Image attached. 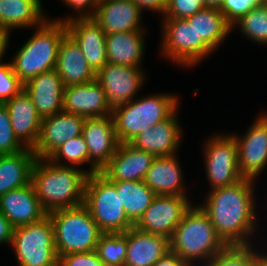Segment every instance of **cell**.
<instances>
[{
	"instance_id": "cell-1",
	"label": "cell",
	"mask_w": 267,
	"mask_h": 266,
	"mask_svg": "<svg viewBox=\"0 0 267 266\" xmlns=\"http://www.w3.org/2000/svg\"><path fill=\"white\" fill-rule=\"evenodd\" d=\"M256 182L242 178L233 185L210 190L198 204L227 246L255 244L259 234Z\"/></svg>"
},
{
	"instance_id": "cell-2",
	"label": "cell",
	"mask_w": 267,
	"mask_h": 266,
	"mask_svg": "<svg viewBox=\"0 0 267 266\" xmlns=\"http://www.w3.org/2000/svg\"><path fill=\"white\" fill-rule=\"evenodd\" d=\"M87 177L83 169L58 165L46 158L35 161L31 183L42 208L49 213L83 205Z\"/></svg>"
},
{
	"instance_id": "cell-3",
	"label": "cell",
	"mask_w": 267,
	"mask_h": 266,
	"mask_svg": "<svg viewBox=\"0 0 267 266\" xmlns=\"http://www.w3.org/2000/svg\"><path fill=\"white\" fill-rule=\"evenodd\" d=\"M169 245L170 250L189 266H204L227 246L198 203L185 213L169 239Z\"/></svg>"
},
{
	"instance_id": "cell-4",
	"label": "cell",
	"mask_w": 267,
	"mask_h": 266,
	"mask_svg": "<svg viewBox=\"0 0 267 266\" xmlns=\"http://www.w3.org/2000/svg\"><path fill=\"white\" fill-rule=\"evenodd\" d=\"M49 18L33 28V35L10 58L14 73L23 84L43 72L55 69L67 27L65 22Z\"/></svg>"
},
{
	"instance_id": "cell-5",
	"label": "cell",
	"mask_w": 267,
	"mask_h": 266,
	"mask_svg": "<svg viewBox=\"0 0 267 266\" xmlns=\"http://www.w3.org/2000/svg\"><path fill=\"white\" fill-rule=\"evenodd\" d=\"M174 92L154 93L112 109V117L119 143H129L144 130L167 119L180 106Z\"/></svg>"
},
{
	"instance_id": "cell-6",
	"label": "cell",
	"mask_w": 267,
	"mask_h": 266,
	"mask_svg": "<svg viewBox=\"0 0 267 266\" xmlns=\"http://www.w3.org/2000/svg\"><path fill=\"white\" fill-rule=\"evenodd\" d=\"M58 257L71 253L95 251L102 234L89 210L81 205L48 213Z\"/></svg>"
},
{
	"instance_id": "cell-7",
	"label": "cell",
	"mask_w": 267,
	"mask_h": 266,
	"mask_svg": "<svg viewBox=\"0 0 267 266\" xmlns=\"http://www.w3.org/2000/svg\"><path fill=\"white\" fill-rule=\"evenodd\" d=\"M160 56L183 69L196 67L214 51L204 42L197 41L193 25L186 19L161 18Z\"/></svg>"
},
{
	"instance_id": "cell-8",
	"label": "cell",
	"mask_w": 267,
	"mask_h": 266,
	"mask_svg": "<svg viewBox=\"0 0 267 266\" xmlns=\"http://www.w3.org/2000/svg\"><path fill=\"white\" fill-rule=\"evenodd\" d=\"M83 205L102 233H124L134 227L124 212L115 186L100 172L88 175Z\"/></svg>"
},
{
	"instance_id": "cell-9",
	"label": "cell",
	"mask_w": 267,
	"mask_h": 266,
	"mask_svg": "<svg viewBox=\"0 0 267 266\" xmlns=\"http://www.w3.org/2000/svg\"><path fill=\"white\" fill-rule=\"evenodd\" d=\"M10 246L19 266H58L49 215L39 222L15 227Z\"/></svg>"
},
{
	"instance_id": "cell-10",
	"label": "cell",
	"mask_w": 267,
	"mask_h": 266,
	"mask_svg": "<svg viewBox=\"0 0 267 266\" xmlns=\"http://www.w3.org/2000/svg\"><path fill=\"white\" fill-rule=\"evenodd\" d=\"M202 144L205 175L209 190L233 185L243 177L240 174L237 145L235 138L229 133L212 134Z\"/></svg>"
},
{
	"instance_id": "cell-11",
	"label": "cell",
	"mask_w": 267,
	"mask_h": 266,
	"mask_svg": "<svg viewBox=\"0 0 267 266\" xmlns=\"http://www.w3.org/2000/svg\"><path fill=\"white\" fill-rule=\"evenodd\" d=\"M246 130L242 136L230 134L236 141L240 174L256 181L267 169V111L255 116Z\"/></svg>"
},
{
	"instance_id": "cell-12",
	"label": "cell",
	"mask_w": 267,
	"mask_h": 266,
	"mask_svg": "<svg viewBox=\"0 0 267 266\" xmlns=\"http://www.w3.org/2000/svg\"><path fill=\"white\" fill-rule=\"evenodd\" d=\"M147 75L142 67L107 63L95 74V80L104 89L106 101L114 109L134 100L146 84ZM139 92V93H138Z\"/></svg>"
},
{
	"instance_id": "cell-13",
	"label": "cell",
	"mask_w": 267,
	"mask_h": 266,
	"mask_svg": "<svg viewBox=\"0 0 267 266\" xmlns=\"http://www.w3.org/2000/svg\"><path fill=\"white\" fill-rule=\"evenodd\" d=\"M188 197L190 196L157 195L134 227L169 240L185 213L194 204Z\"/></svg>"
},
{
	"instance_id": "cell-14",
	"label": "cell",
	"mask_w": 267,
	"mask_h": 266,
	"mask_svg": "<svg viewBox=\"0 0 267 266\" xmlns=\"http://www.w3.org/2000/svg\"><path fill=\"white\" fill-rule=\"evenodd\" d=\"M82 136L89 153V175L100 172L114 156L119 140L112 115L86 118Z\"/></svg>"
},
{
	"instance_id": "cell-15",
	"label": "cell",
	"mask_w": 267,
	"mask_h": 266,
	"mask_svg": "<svg viewBox=\"0 0 267 266\" xmlns=\"http://www.w3.org/2000/svg\"><path fill=\"white\" fill-rule=\"evenodd\" d=\"M85 119L63 110L42 118L40 136L33 149L37 159L48 158L69 139L82 135Z\"/></svg>"
},
{
	"instance_id": "cell-16",
	"label": "cell",
	"mask_w": 267,
	"mask_h": 266,
	"mask_svg": "<svg viewBox=\"0 0 267 266\" xmlns=\"http://www.w3.org/2000/svg\"><path fill=\"white\" fill-rule=\"evenodd\" d=\"M179 113L177 108L167 119L144 130L129 144L139 150L148 151L156 157L178 155V148L180 149L183 143Z\"/></svg>"
},
{
	"instance_id": "cell-17",
	"label": "cell",
	"mask_w": 267,
	"mask_h": 266,
	"mask_svg": "<svg viewBox=\"0 0 267 266\" xmlns=\"http://www.w3.org/2000/svg\"><path fill=\"white\" fill-rule=\"evenodd\" d=\"M67 34L77 43L88 65L96 73L108 63L106 33L93 17L65 22Z\"/></svg>"
},
{
	"instance_id": "cell-18",
	"label": "cell",
	"mask_w": 267,
	"mask_h": 266,
	"mask_svg": "<svg viewBox=\"0 0 267 266\" xmlns=\"http://www.w3.org/2000/svg\"><path fill=\"white\" fill-rule=\"evenodd\" d=\"M143 13L133 0H100L93 18L109 35L147 30L143 27Z\"/></svg>"
},
{
	"instance_id": "cell-19",
	"label": "cell",
	"mask_w": 267,
	"mask_h": 266,
	"mask_svg": "<svg viewBox=\"0 0 267 266\" xmlns=\"http://www.w3.org/2000/svg\"><path fill=\"white\" fill-rule=\"evenodd\" d=\"M156 156L129 143H119L109 163L100 171L109 181H143Z\"/></svg>"
},
{
	"instance_id": "cell-20",
	"label": "cell",
	"mask_w": 267,
	"mask_h": 266,
	"mask_svg": "<svg viewBox=\"0 0 267 266\" xmlns=\"http://www.w3.org/2000/svg\"><path fill=\"white\" fill-rule=\"evenodd\" d=\"M3 104L9 112L15 137L25 148L34 149L40 136L42 117L28 93L22 89Z\"/></svg>"
},
{
	"instance_id": "cell-21",
	"label": "cell",
	"mask_w": 267,
	"mask_h": 266,
	"mask_svg": "<svg viewBox=\"0 0 267 266\" xmlns=\"http://www.w3.org/2000/svg\"><path fill=\"white\" fill-rule=\"evenodd\" d=\"M63 111L85 118L109 116L112 113L106 101L104 89L96 80L85 84L65 86Z\"/></svg>"
},
{
	"instance_id": "cell-22",
	"label": "cell",
	"mask_w": 267,
	"mask_h": 266,
	"mask_svg": "<svg viewBox=\"0 0 267 266\" xmlns=\"http://www.w3.org/2000/svg\"><path fill=\"white\" fill-rule=\"evenodd\" d=\"M0 213L15 228L41 221L48 213L42 208L32 183L0 197Z\"/></svg>"
},
{
	"instance_id": "cell-23",
	"label": "cell",
	"mask_w": 267,
	"mask_h": 266,
	"mask_svg": "<svg viewBox=\"0 0 267 266\" xmlns=\"http://www.w3.org/2000/svg\"><path fill=\"white\" fill-rule=\"evenodd\" d=\"M64 84L55 69L43 72L30 79L23 89L30 96L42 118L63 110Z\"/></svg>"
},
{
	"instance_id": "cell-24",
	"label": "cell",
	"mask_w": 267,
	"mask_h": 266,
	"mask_svg": "<svg viewBox=\"0 0 267 266\" xmlns=\"http://www.w3.org/2000/svg\"><path fill=\"white\" fill-rule=\"evenodd\" d=\"M177 154L156 157L145 175L144 183L156 195L188 196L184 171Z\"/></svg>"
},
{
	"instance_id": "cell-25",
	"label": "cell",
	"mask_w": 267,
	"mask_h": 266,
	"mask_svg": "<svg viewBox=\"0 0 267 266\" xmlns=\"http://www.w3.org/2000/svg\"><path fill=\"white\" fill-rule=\"evenodd\" d=\"M169 251L167 238L132 227L127 230V255L124 266H152Z\"/></svg>"
},
{
	"instance_id": "cell-26",
	"label": "cell",
	"mask_w": 267,
	"mask_h": 266,
	"mask_svg": "<svg viewBox=\"0 0 267 266\" xmlns=\"http://www.w3.org/2000/svg\"><path fill=\"white\" fill-rule=\"evenodd\" d=\"M55 70L64 86L85 84L95 80V72L88 65L77 43L67 34L59 47Z\"/></svg>"
},
{
	"instance_id": "cell-27",
	"label": "cell",
	"mask_w": 267,
	"mask_h": 266,
	"mask_svg": "<svg viewBox=\"0 0 267 266\" xmlns=\"http://www.w3.org/2000/svg\"><path fill=\"white\" fill-rule=\"evenodd\" d=\"M145 39L146 30L106 35L108 62L129 67H141L146 51Z\"/></svg>"
},
{
	"instance_id": "cell-28",
	"label": "cell",
	"mask_w": 267,
	"mask_h": 266,
	"mask_svg": "<svg viewBox=\"0 0 267 266\" xmlns=\"http://www.w3.org/2000/svg\"><path fill=\"white\" fill-rule=\"evenodd\" d=\"M41 0H0V28L11 34L15 29H33L47 18Z\"/></svg>"
},
{
	"instance_id": "cell-29",
	"label": "cell",
	"mask_w": 267,
	"mask_h": 266,
	"mask_svg": "<svg viewBox=\"0 0 267 266\" xmlns=\"http://www.w3.org/2000/svg\"><path fill=\"white\" fill-rule=\"evenodd\" d=\"M36 160L37 157L30 148L14 154L0 155V197L31 183L32 169Z\"/></svg>"
},
{
	"instance_id": "cell-30",
	"label": "cell",
	"mask_w": 267,
	"mask_h": 266,
	"mask_svg": "<svg viewBox=\"0 0 267 266\" xmlns=\"http://www.w3.org/2000/svg\"><path fill=\"white\" fill-rule=\"evenodd\" d=\"M186 20L194 26L197 41H204L214 52L233 32L232 25L219 9L204 8Z\"/></svg>"
},
{
	"instance_id": "cell-31",
	"label": "cell",
	"mask_w": 267,
	"mask_h": 266,
	"mask_svg": "<svg viewBox=\"0 0 267 266\" xmlns=\"http://www.w3.org/2000/svg\"><path fill=\"white\" fill-rule=\"evenodd\" d=\"M128 219L135 225L157 196L144 181H110Z\"/></svg>"
},
{
	"instance_id": "cell-32",
	"label": "cell",
	"mask_w": 267,
	"mask_h": 266,
	"mask_svg": "<svg viewBox=\"0 0 267 266\" xmlns=\"http://www.w3.org/2000/svg\"><path fill=\"white\" fill-rule=\"evenodd\" d=\"M258 247L255 244L226 246L204 266H260Z\"/></svg>"
},
{
	"instance_id": "cell-33",
	"label": "cell",
	"mask_w": 267,
	"mask_h": 266,
	"mask_svg": "<svg viewBox=\"0 0 267 266\" xmlns=\"http://www.w3.org/2000/svg\"><path fill=\"white\" fill-rule=\"evenodd\" d=\"M95 252L105 266H124L127 255V231L102 233Z\"/></svg>"
},
{
	"instance_id": "cell-34",
	"label": "cell",
	"mask_w": 267,
	"mask_h": 266,
	"mask_svg": "<svg viewBox=\"0 0 267 266\" xmlns=\"http://www.w3.org/2000/svg\"><path fill=\"white\" fill-rule=\"evenodd\" d=\"M48 159L58 165L83 169L89 175V170L85 168L86 164L89 166L88 146L82 135L69 139L56 149Z\"/></svg>"
},
{
	"instance_id": "cell-35",
	"label": "cell",
	"mask_w": 267,
	"mask_h": 266,
	"mask_svg": "<svg viewBox=\"0 0 267 266\" xmlns=\"http://www.w3.org/2000/svg\"><path fill=\"white\" fill-rule=\"evenodd\" d=\"M234 29H239L248 40L267 46V7H254L232 25Z\"/></svg>"
},
{
	"instance_id": "cell-36",
	"label": "cell",
	"mask_w": 267,
	"mask_h": 266,
	"mask_svg": "<svg viewBox=\"0 0 267 266\" xmlns=\"http://www.w3.org/2000/svg\"><path fill=\"white\" fill-rule=\"evenodd\" d=\"M24 149L14 135L7 108L0 104V155L18 153Z\"/></svg>"
},
{
	"instance_id": "cell-37",
	"label": "cell",
	"mask_w": 267,
	"mask_h": 266,
	"mask_svg": "<svg viewBox=\"0 0 267 266\" xmlns=\"http://www.w3.org/2000/svg\"><path fill=\"white\" fill-rule=\"evenodd\" d=\"M24 84L15 75L11 61L0 63V104L16 96Z\"/></svg>"
},
{
	"instance_id": "cell-38",
	"label": "cell",
	"mask_w": 267,
	"mask_h": 266,
	"mask_svg": "<svg viewBox=\"0 0 267 266\" xmlns=\"http://www.w3.org/2000/svg\"><path fill=\"white\" fill-rule=\"evenodd\" d=\"M204 8H206L204 0H167L166 9L161 18L186 19Z\"/></svg>"
},
{
	"instance_id": "cell-39",
	"label": "cell",
	"mask_w": 267,
	"mask_h": 266,
	"mask_svg": "<svg viewBox=\"0 0 267 266\" xmlns=\"http://www.w3.org/2000/svg\"><path fill=\"white\" fill-rule=\"evenodd\" d=\"M59 1H62V4H65L72 10V13H75L74 15L68 14L67 18L56 17L53 19L56 21H63V22L69 21L70 19L77 17L78 18L93 17L96 12V8L98 7V4L100 2V0H59Z\"/></svg>"
},
{
	"instance_id": "cell-40",
	"label": "cell",
	"mask_w": 267,
	"mask_h": 266,
	"mask_svg": "<svg viewBox=\"0 0 267 266\" xmlns=\"http://www.w3.org/2000/svg\"><path fill=\"white\" fill-rule=\"evenodd\" d=\"M257 7L252 0H223L220 12L226 20L233 25L251 9Z\"/></svg>"
},
{
	"instance_id": "cell-41",
	"label": "cell",
	"mask_w": 267,
	"mask_h": 266,
	"mask_svg": "<svg viewBox=\"0 0 267 266\" xmlns=\"http://www.w3.org/2000/svg\"><path fill=\"white\" fill-rule=\"evenodd\" d=\"M58 266H105L95 251L71 253L59 257Z\"/></svg>"
},
{
	"instance_id": "cell-42",
	"label": "cell",
	"mask_w": 267,
	"mask_h": 266,
	"mask_svg": "<svg viewBox=\"0 0 267 266\" xmlns=\"http://www.w3.org/2000/svg\"><path fill=\"white\" fill-rule=\"evenodd\" d=\"M140 9L144 11H152V13H157L160 18L163 16L166 9L167 0H133Z\"/></svg>"
},
{
	"instance_id": "cell-43",
	"label": "cell",
	"mask_w": 267,
	"mask_h": 266,
	"mask_svg": "<svg viewBox=\"0 0 267 266\" xmlns=\"http://www.w3.org/2000/svg\"><path fill=\"white\" fill-rule=\"evenodd\" d=\"M14 227L10 221L0 213V244L11 245Z\"/></svg>"
},
{
	"instance_id": "cell-44",
	"label": "cell",
	"mask_w": 267,
	"mask_h": 266,
	"mask_svg": "<svg viewBox=\"0 0 267 266\" xmlns=\"http://www.w3.org/2000/svg\"><path fill=\"white\" fill-rule=\"evenodd\" d=\"M152 266H189L177 254L171 250L157 260Z\"/></svg>"
},
{
	"instance_id": "cell-45",
	"label": "cell",
	"mask_w": 267,
	"mask_h": 266,
	"mask_svg": "<svg viewBox=\"0 0 267 266\" xmlns=\"http://www.w3.org/2000/svg\"><path fill=\"white\" fill-rule=\"evenodd\" d=\"M11 34L6 30L0 28V63L3 62V58L6 55L7 48L10 46Z\"/></svg>"
},
{
	"instance_id": "cell-46",
	"label": "cell",
	"mask_w": 267,
	"mask_h": 266,
	"mask_svg": "<svg viewBox=\"0 0 267 266\" xmlns=\"http://www.w3.org/2000/svg\"><path fill=\"white\" fill-rule=\"evenodd\" d=\"M206 8L219 9L222 6L223 0H204Z\"/></svg>"
},
{
	"instance_id": "cell-47",
	"label": "cell",
	"mask_w": 267,
	"mask_h": 266,
	"mask_svg": "<svg viewBox=\"0 0 267 266\" xmlns=\"http://www.w3.org/2000/svg\"><path fill=\"white\" fill-rule=\"evenodd\" d=\"M266 247H262L261 246V249H259L260 266H267V250H266Z\"/></svg>"
},
{
	"instance_id": "cell-48",
	"label": "cell",
	"mask_w": 267,
	"mask_h": 266,
	"mask_svg": "<svg viewBox=\"0 0 267 266\" xmlns=\"http://www.w3.org/2000/svg\"><path fill=\"white\" fill-rule=\"evenodd\" d=\"M252 2H253L256 6H262V5H264L265 0H252Z\"/></svg>"
},
{
	"instance_id": "cell-49",
	"label": "cell",
	"mask_w": 267,
	"mask_h": 266,
	"mask_svg": "<svg viewBox=\"0 0 267 266\" xmlns=\"http://www.w3.org/2000/svg\"><path fill=\"white\" fill-rule=\"evenodd\" d=\"M264 6H266V7H267V0H265V2H264Z\"/></svg>"
}]
</instances>
